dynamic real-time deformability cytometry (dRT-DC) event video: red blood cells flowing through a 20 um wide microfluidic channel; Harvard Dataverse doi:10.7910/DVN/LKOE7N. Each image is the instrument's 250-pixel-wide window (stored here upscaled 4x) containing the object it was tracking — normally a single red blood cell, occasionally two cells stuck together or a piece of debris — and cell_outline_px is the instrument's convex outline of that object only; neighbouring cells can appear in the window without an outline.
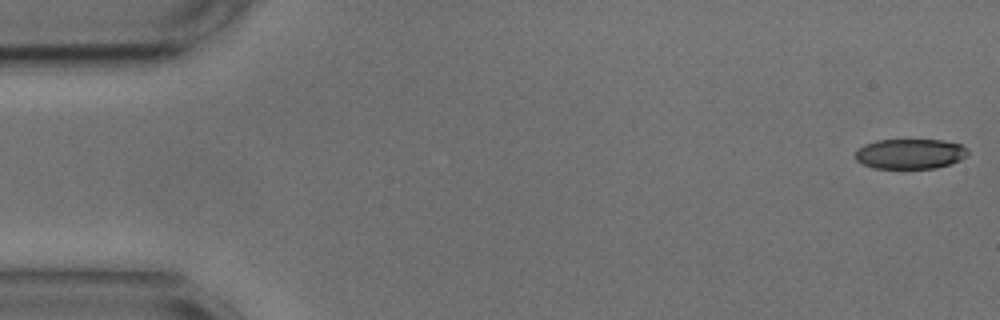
{"species": "common noctule bat (a hibernating species)", "species_latin": "Nyctalus noctula", "temperature_condition": "cold", "stored_images_in_passage": 46, "camera_frame_rate_fps": 3000, "um_per_image_px": 0.085, "animal": {"sex": "male", "body_mass_g": 17.9, "forearm_length_mm": 54.2}, "frame": {"image": 1, "passage_image": 1, "time_ms": 0.0, "image_size_px": [1000, 320], "cell_outline_px": [[968, 156], [952, 164], [936, 168], [872, 168], [856, 160], [856, 148], [864, 144], [876, 140], [944, 140], [960, 144], [968, 148]], "centroid_in_image_um": [77.38, 13.07], "position_along_channel_um": 7.6, "area_um2": 19.94}}
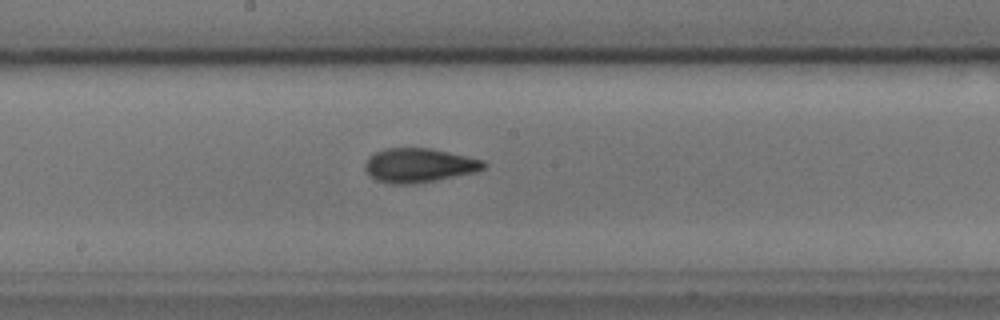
{"frame": {"image": 2, "passage_image": 28, "time_ms": 9.0, "image_size_px": [1000, 320], "cell_outline_px": [[488, 164], [484, 168], [476, 172], [436, 180], [412, 184], [392, 184], [376, 180], [364, 168], [364, 164], [368, 156], [384, 148], [432, 148], [484, 160]], "centroid_in_image_um": [35.62, 14.04], "position_along_channel_um": 212.6, "area_um2": 23.7}}
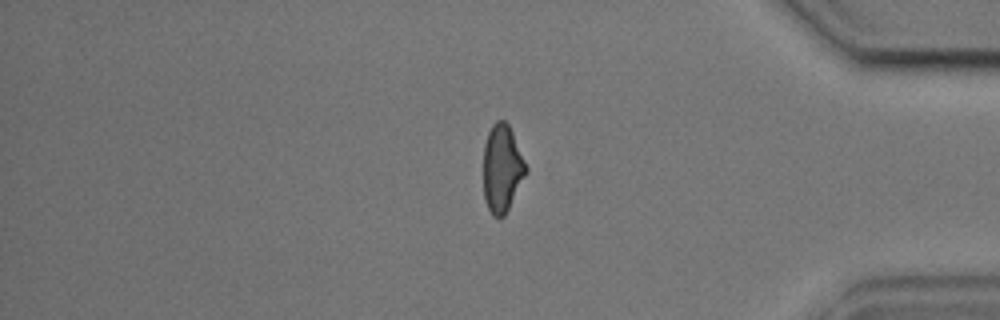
{"frame": {"image": 3, "passage_image": 45, "time_ms": 14.667, "image_size_px": [1000, 320], "cell_outline_px": [[528, 172], [504, 216], [500, 220], [492, 216], [484, 200], [484, 144], [488, 132], [492, 124], [496, 120], [504, 120], [508, 124], [512, 132], [528, 168]], "centroid_in_image_um": [42.68, 14.34], "position_along_channel_um": 392.5, "area_um2": 21.85}, "authors_computed_cell_mechanics": {"area_um2": 22.6865, "velocity_mm_per_s": 3.6669, "shape_relaxation_time_tau1_ms": 5.5672, "shape_relaxation_time_tau2_ms": 1.8225, "deformation_change_tau1": 0.1583, "deformation_change_tau2": 0.0815}}